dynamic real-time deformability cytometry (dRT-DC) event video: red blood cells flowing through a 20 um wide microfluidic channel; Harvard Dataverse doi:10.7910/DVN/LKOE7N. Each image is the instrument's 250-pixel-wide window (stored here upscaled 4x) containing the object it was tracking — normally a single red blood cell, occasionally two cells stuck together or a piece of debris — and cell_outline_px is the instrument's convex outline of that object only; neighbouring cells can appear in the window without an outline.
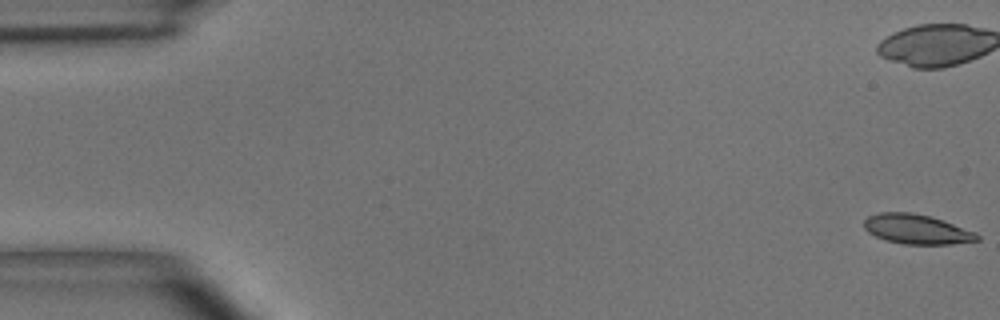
{"species": "common noctule bat (a hibernating species)", "species_latin": "Nyctalus noctula", "temperature_condition": "room temperature", "stored_images_in_passage": 5, "camera_frame_rate_fps": 3000, "um_per_image_px": 0.085, "animal": {"sex": "male", "body_mass_g": 15.6}, "frame": {"image": 1, "passage_image": 1, "time_ms": 0.0, "image_size_px": [1000, 320], "cell_outline_px": [[980, 240], [948, 244], [904, 244], [884, 240], [868, 232], [864, 228], [864, 220], [868, 216], [880, 212], [912, 212], [932, 216], [944, 220], [976, 232], [980, 236]], "centroid_in_image_um": [77.92, 19.47], "position_along_channel_um": 7.1, "area_um2": 19.71}}